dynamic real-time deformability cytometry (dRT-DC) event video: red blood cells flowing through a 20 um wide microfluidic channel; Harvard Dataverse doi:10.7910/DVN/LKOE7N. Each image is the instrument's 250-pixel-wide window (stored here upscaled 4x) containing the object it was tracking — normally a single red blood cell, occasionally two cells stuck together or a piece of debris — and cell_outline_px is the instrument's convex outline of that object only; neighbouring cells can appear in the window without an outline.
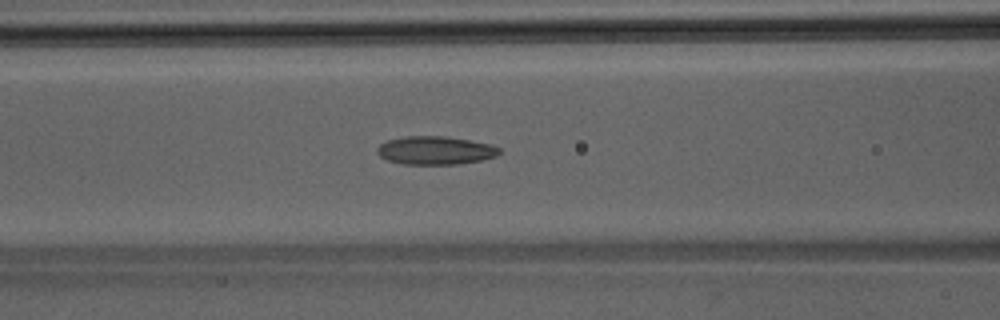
{"species": "Egyptian fruit bat (a non-hibernating species)", "species_latin": "Rousettus aegyptiacus", "temperature_condition": "room temperature", "stored_images_in_passage": 47, "camera_frame_rate_fps": 3000, "um_per_image_px": 0.085, "animal": {"sex": "male"}, "frame": {"image": 1, "passage_image": 20, "time_ms": 6.333, "image_size_px": [1000, 320], "cell_outline_px": [[500, 152], [496, 156], [480, 160], [456, 164], [404, 164], [388, 160], [380, 156], [376, 152], [376, 148], [380, 144], [388, 140], [404, 136], [444, 136], [492, 144], [500, 148]], "centroid_in_image_um": [36.99, 12.78], "position_along_channel_um": 129.6, "area_um2": 20.06}}
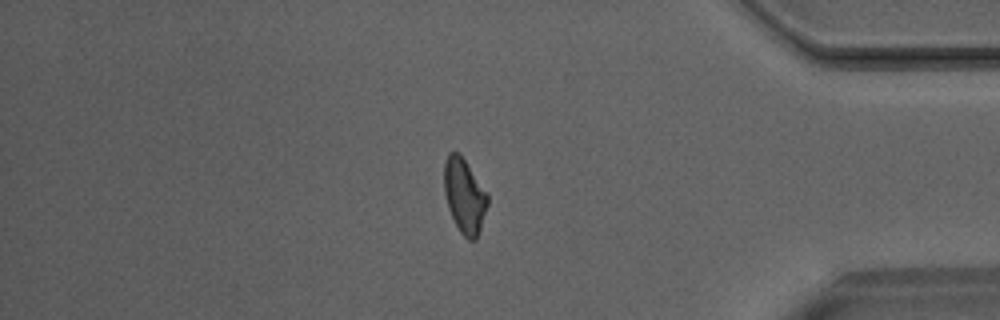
{"frame": {"image": 2, "passage_image": 40, "time_ms": 13.0, "image_size_px": [1000, 320], "cell_outline_px": [[488, 204], [476, 240], [468, 240], [460, 232], [448, 208], [444, 192], [444, 164], [448, 152], [460, 152], [488, 196]], "centroid_in_image_um": [39.46, 16.63], "position_along_channel_um": 395.7, "area_um2": 18.67}}
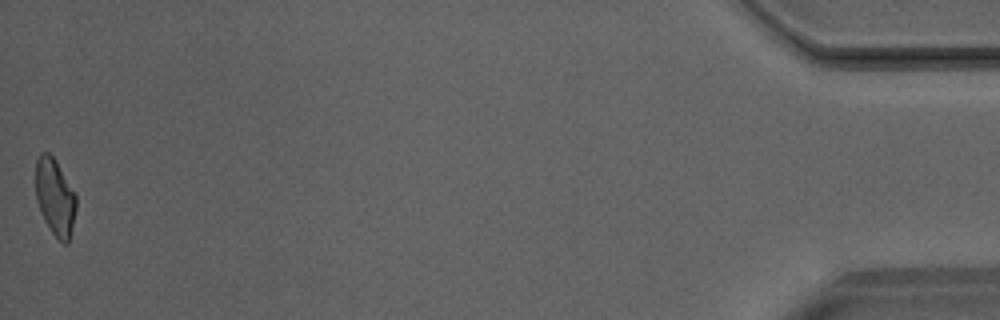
{"frame": {"image": 3, "passage_image": 47, "time_ms": 15.333, "image_size_px": [1000, 320], "cell_outline_px": [[76, 208], [68, 244], [64, 244], [52, 232], [44, 220], [36, 200], [36, 160], [40, 152], [48, 152], [56, 160], [76, 192]], "centroid_in_image_um": [4.68, 16.72], "position_along_channel_um": 430.5, "area_um2": 18.21}}